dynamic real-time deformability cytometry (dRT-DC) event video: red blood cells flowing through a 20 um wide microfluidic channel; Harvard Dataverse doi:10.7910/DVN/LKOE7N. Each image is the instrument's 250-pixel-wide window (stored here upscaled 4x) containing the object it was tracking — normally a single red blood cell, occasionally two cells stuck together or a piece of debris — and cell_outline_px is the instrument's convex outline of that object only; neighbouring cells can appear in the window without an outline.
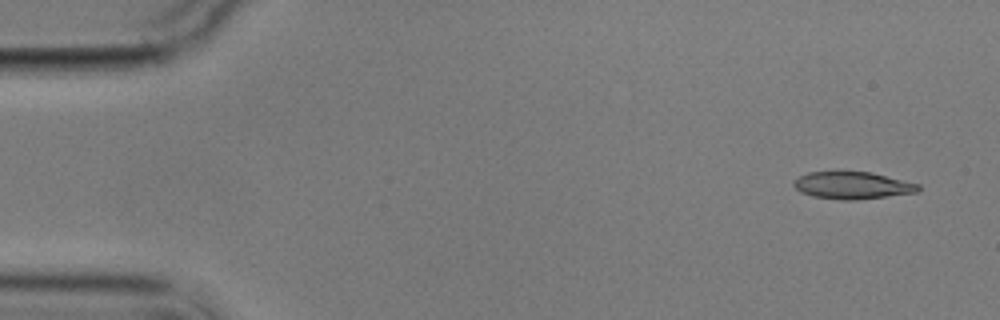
{"species": "common noctule bat (a hibernating species)", "species_latin": "Nyctalus noctula", "temperature_condition": "cold", "stored_images_in_passage": 7, "camera_frame_rate_fps": 3000, "um_per_image_px": 0.085, "animal": {"sex": "male", "body_mass_g": 17.9}, "frame": {"image": 1, "passage_image": 1, "time_ms": 0.0, "image_size_px": [1000, 320], "cell_outline_px": [[920, 188], [916, 192], [856, 200], [840, 200], [812, 196], [800, 192], [792, 184], [800, 176], [808, 172], [872, 172], [920, 184]], "centroid_in_image_um": [72.45, 15.76], "position_along_channel_um": 12.5, "area_um2": 19.59}}
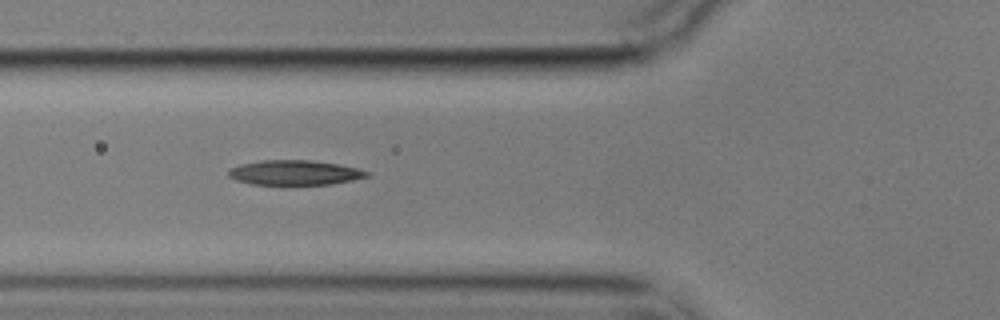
{"frame": {"image": 2, "passage_image": 6, "time_ms": 5.667, "image_size_px": [1000, 320], "cell_outline_px": [[372, 176], [332, 184], [252, 184], [236, 180], [228, 176], [228, 172], [232, 168], [240, 164], [260, 160], [312, 160], [336, 164], [356, 168], [372, 172]], "centroid_in_image_um": [25.08, 14.67], "position_along_channel_um": 100.7, "area_um2": 19.94}}
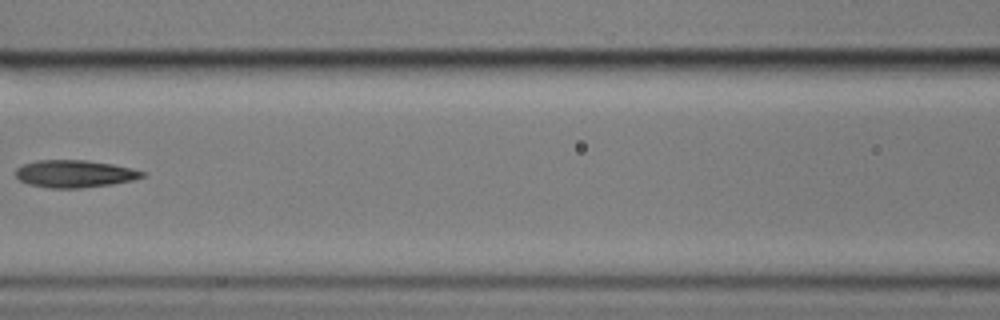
{"frame": {"image": 3, "passage_image": 7, "time_ms": 7.333, "image_size_px": [1000, 320], "cell_outline_px": [[144, 176], [132, 180], [112, 184], [80, 188], [48, 188], [28, 184], [20, 180], [16, 176], [16, 168], [24, 164], [36, 160], [84, 160], [112, 164], [132, 168], [144, 172]], "centroid_in_image_um": [6.32, 14.77], "position_along_channel_um": 160.3, "area_um2": 20.11}}